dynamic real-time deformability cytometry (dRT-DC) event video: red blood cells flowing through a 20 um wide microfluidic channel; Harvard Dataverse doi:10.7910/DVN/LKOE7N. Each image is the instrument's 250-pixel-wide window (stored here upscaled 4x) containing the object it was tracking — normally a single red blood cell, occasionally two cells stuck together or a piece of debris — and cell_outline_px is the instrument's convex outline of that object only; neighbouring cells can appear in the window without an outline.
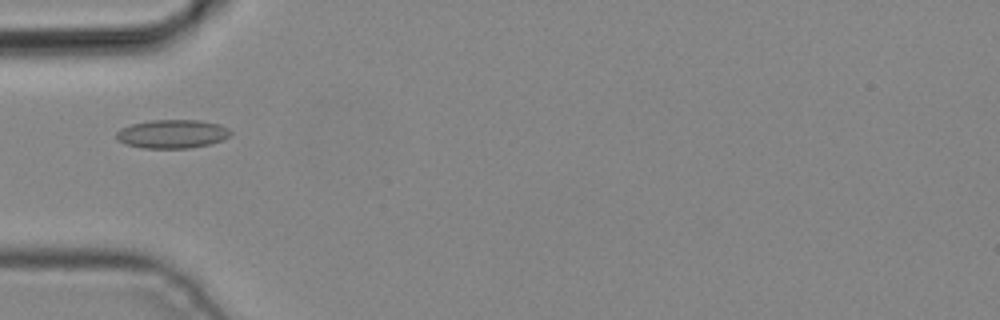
{"species": "common noctule bat (a hibernating species)", "species_latin": "Nyctalus noctula", "temperature_condition": "cold", "stored_images_in_passage": 3, "camera_frame_rate_fps": 3000, "um_per_image_px": 0.085, "animal": {"sex": "male", "body_mass_g": 19.2, "forearm_length_mm": 51.8}, "frame": {"image": 1, "passage_image": 2, "time_ms": 0.333, "image_size_px": [1000, 320], "cell_outline_px": [[232, 132], [228, 136], [212, 144], [192, 148], [140, 148], [124, 144], [116, 140], [116, 132], [120, 128], [132, 124], [152, 120], [200, 120], [220, 124], [228, 128]], "centroid_in_image_um": [14.61, 11.39], "position_along_channel_um": 70.4, "area_um2": 19.25}}
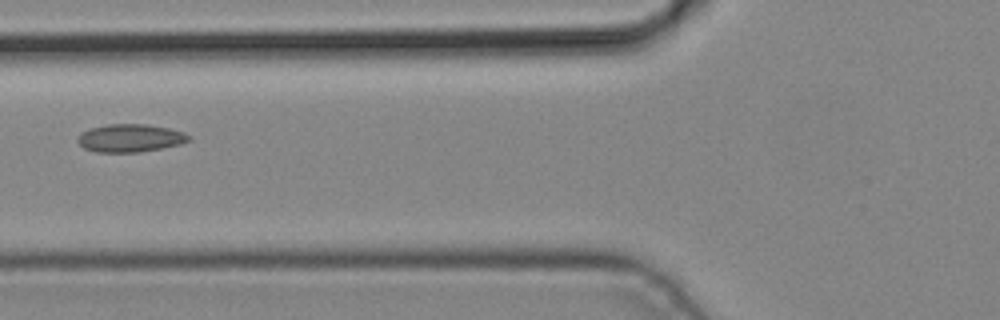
{"frame": {"image": 2, "passage_image": 3, "time_ms": 0.667, "image_size_px": [1000, 320], "cell_outline_px": [[192, 140], [180, 144], [140, 152], [96, 152], [84, 148], [76, 140], [84, 132], [92, 128], [108, 124], [148, 124], [168, 128], [184, 132], [192, 136]], "centroid_in_image_um": [11.12, 11.73], "position_along_channel_um": 114.7, "area_um2": 17.98}}